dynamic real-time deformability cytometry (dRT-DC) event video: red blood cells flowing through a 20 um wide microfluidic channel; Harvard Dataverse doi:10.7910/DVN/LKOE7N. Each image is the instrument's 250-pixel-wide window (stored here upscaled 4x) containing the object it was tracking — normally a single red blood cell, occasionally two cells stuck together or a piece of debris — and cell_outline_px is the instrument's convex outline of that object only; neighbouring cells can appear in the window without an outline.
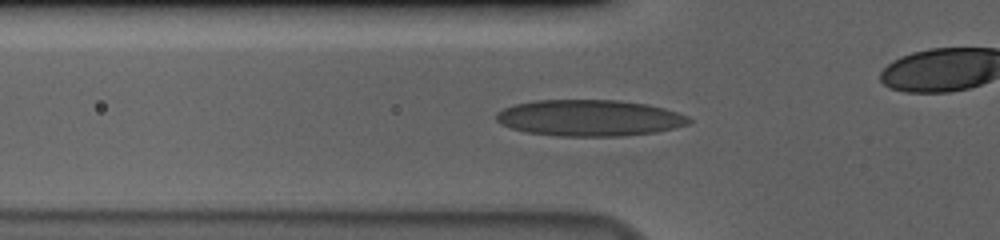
{"species": "human", "species_latin": "Homo sapiens", "temperature_condition": "cold", "stored_images_in_passage": 39, "camera_frame_rate_fps": 3000, "um_per_image_px": 0.085, "donor": {"sex": "male"}, "frame": {"image": 1, "passage_image": 12, "time_ms": 3.667, "image_size_px": [1000, 240], "cell_outline_px": [[692, 120], [688, 124], [676, 128], [656, 132], [620, 136], [560, 136], [528, 132], [512, 128], [500, 124], [496, 120], [496, 112], [504, 108], [516, 104], [532, 100], [616, 100], [648, 104], [664, 108], [688, 116]], "centroid_in_image_um": [50.11, 10.02], "position_along_channel_um": 75.7, "area_um2": 40.81}}
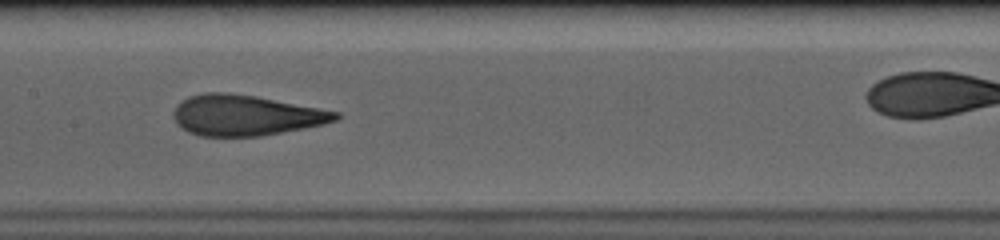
{"frame": {"image": 2, "passage_image": 21, "time_ms": 6.667, "image_size_px": [1000, 240], "cell_outline_px": [[340, 116], [336, 120], [324, 124], [304, 128], [260, 136], [200, 136], [188, 132], [180, 128], [176, 124], [172, 116], [172, 112], [188, 96], [204, 92], [228, 92], [256, 96], [340, 112]], "centroid_in_image_um": [20.85, 9.8], "position_along_channel_um": 186.6, "area_um2": 38.38}}
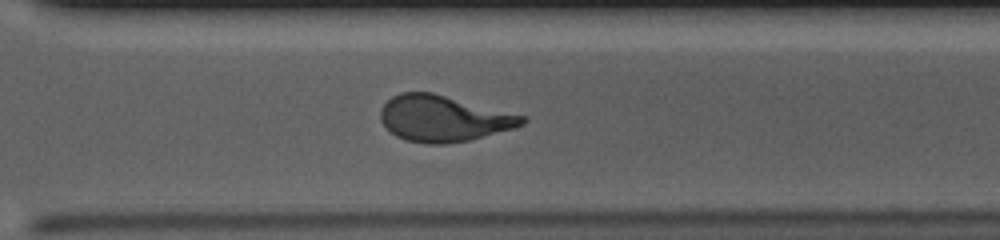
{"frame": {"image": 3, "passage_image": 33, "time_ms": 10.667, "image_size_px": [1000, 240], "cell_outline_px": [[528, 120], [524, 124], [512, 128], [468, 140], [448, 144], [428, 144], [404, 140], [396, 136], [380, 120], [380, 108], [392, 96], [400, 92], [432, 92], [528, 116]], "centroid_in_image_um": [37.69, 10.06], "position_along_channel_um": 332.9, "area_um2": 38.09}}